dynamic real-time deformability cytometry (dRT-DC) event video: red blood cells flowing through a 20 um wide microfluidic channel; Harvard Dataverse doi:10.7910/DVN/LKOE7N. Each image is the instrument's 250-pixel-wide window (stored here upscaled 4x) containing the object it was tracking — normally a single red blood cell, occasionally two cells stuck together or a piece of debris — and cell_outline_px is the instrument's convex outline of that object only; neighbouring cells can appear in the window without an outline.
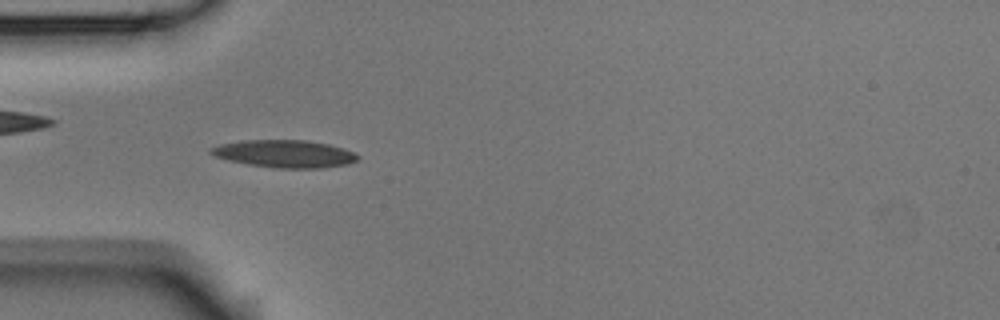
{"species": "Egyptian fruit bat (a non-hibernating species)", "species_latin": "Rousettus aegyptiacus", "temperature_condition": "room temperature", "stored_images_in_passage": 52, "camera_frame_rate_fps": 3000, "um_per_image_px": 0.085, "animal": {"sex": "male"}, "frame": {"image": 1, "passage_image": 15, "time_ms": 4.667, "image_size_px": [1000, 320], "cell_outline_px": [[360, 156], [356, 160], [348, 164], [324, 168], [276, 168], [248, 164], [228, 160], [212, 156], [208, 152], [208, 148], [220, 144], [240, 140], [308, 140], [328, 144], [344, 148]], "centroid_in_image_um": [24.15, 13.06], "position_along_channel_um": 60.9, "area_um2": 23.76}}
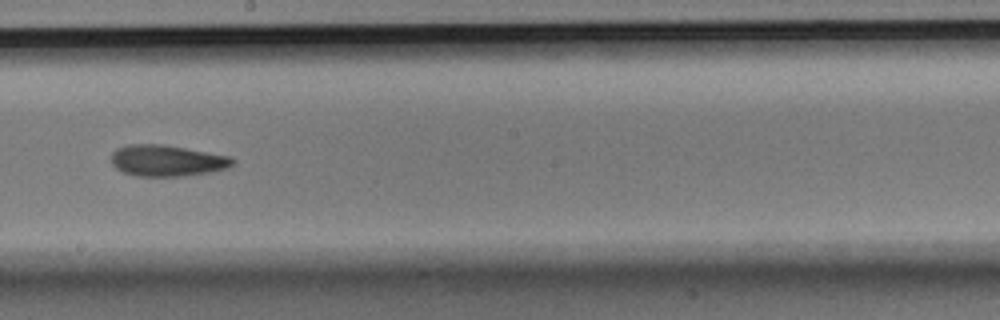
{"frame": {"image": 2, "passage_image": 29, "time_ms": 9.333, "image_size_px": [1000, 320], "cell_outline_px": [[236, 164], [228, 168], [212, 172], [184, 176], [136, 176], [120, 172], [112, 164], [112, 152], [116, 148], [128, 144], [160, 144], [232, 156], [236, 160]], "centroid_in_image_um": [14.22, 13.66], "position_along_channel_um": 234.0, "area_um2": 22.43}}
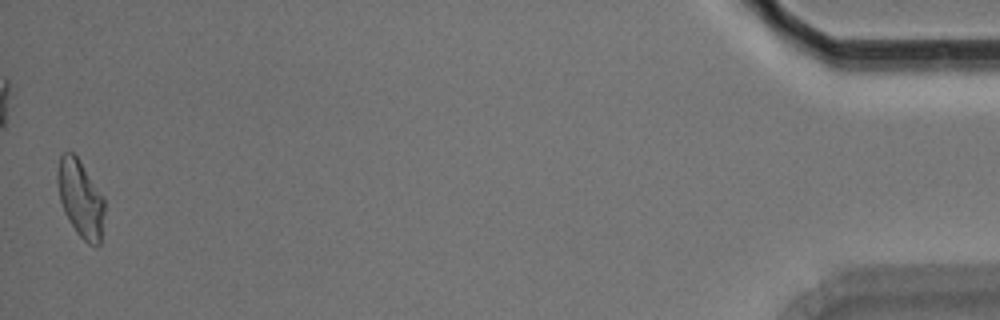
{"frame": {"image": 3, "passage_image": 52, "time_ms": 17.0, "image_size_px": [1000, 320], "cell_outline_px": [[104, 212], [100, 244], [88, 244], [76, 232], [64, 212], [60, 200], [56, 180], [56, 176], [60, 156], [64, 152], [72, 152], [80, 160], [104, 196]], "centroid_in_image_um": [6.84, 16.85], "position_along_channel_um": 428.4, "area_um2": 21.15}, "authors_computed_cell_mechanics": {"area_um2": 21.5305, "velocity_mm_per_s": 3.741, "shape_relaxation_time_tau1_ms": null, "shape_relaxation_time_tau2_ms": 8.0535, "deformation_change_tau1": null, "deformation_change_tau2": 0.1921}}